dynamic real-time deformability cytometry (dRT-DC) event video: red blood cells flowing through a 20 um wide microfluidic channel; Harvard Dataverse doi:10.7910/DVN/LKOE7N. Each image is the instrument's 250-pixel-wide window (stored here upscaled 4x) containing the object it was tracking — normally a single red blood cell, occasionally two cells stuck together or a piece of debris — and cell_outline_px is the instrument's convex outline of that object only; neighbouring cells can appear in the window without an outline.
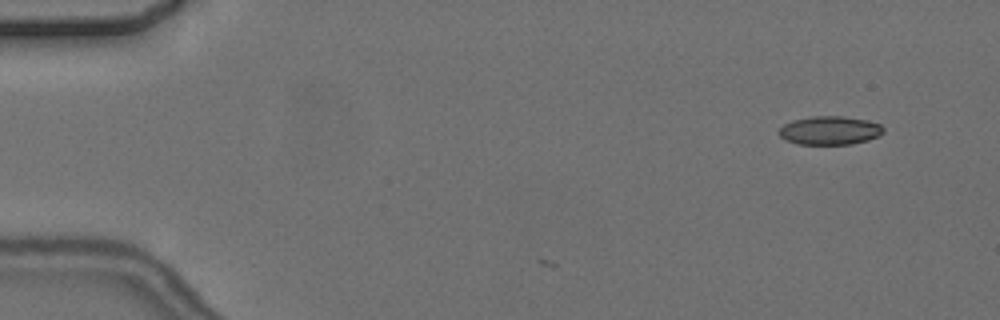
{"species": "common noctule bat (a hibernating species)", "species_latin": "Nyctalus noctula", "temperature_condition": "cold", "stored_images_in_passage": 2, "camera_frame_rate_fps": 3000, "um_per_image_px": 0.085, "animal": {"sex": "female", "body_mass_g": 24.6, "forearm_length_mm": 56.2}, "frame": {"image": 1, "passage_image": 2, "time_ms": 1.0, "image_size_px": [1000, 320], "cell_outline_px": [[884, 132], [880, 136], [868, 140], [852, 144], [796, 144], [784, 140], [780, 136], [780, 128], [784, 124], [792, 120], [812, 116], [844, 116], [868, 120], [880, 124], [884, 128]], "centroid_in_image_um": [70.55, 11.09], "position_along_channel_um": 14.4, "area_um2": 17.57}}